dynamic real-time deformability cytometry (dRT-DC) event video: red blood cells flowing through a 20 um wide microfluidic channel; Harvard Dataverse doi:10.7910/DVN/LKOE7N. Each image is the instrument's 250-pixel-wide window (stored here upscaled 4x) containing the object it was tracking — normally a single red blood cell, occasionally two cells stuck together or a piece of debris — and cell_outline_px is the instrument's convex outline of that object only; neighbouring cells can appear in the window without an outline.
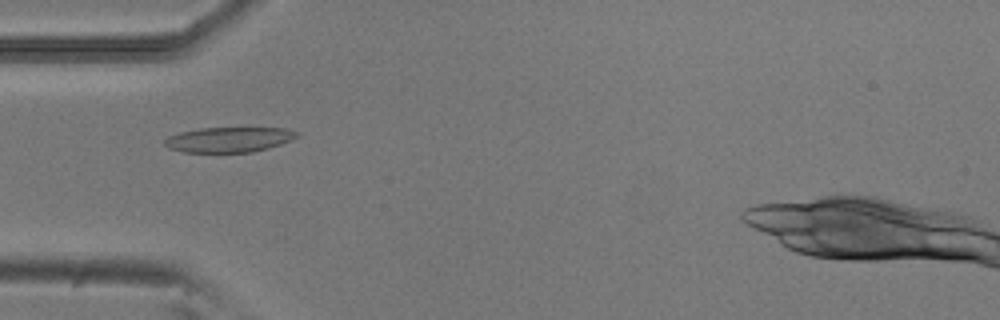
{"species": "common noctule bat (a hibernating species)", "species_latin": "Nyctalus noctula", "temperature_condition": "room temperature", "stored_images_in_passage": 4, "camera_frame_rate_fps": 3000, "um_per_image_px": 0.085, "animal": {"sex": "male", "body_mass_g": 20.5, "forearm_length_mm": 52.5}, "frame": {"image": 1, "passage_image": 2, "time_ms": 0.333, "image_size_px": [1000, 320], "cell_outline_px": [[300, 136], [280, 144], [268, 148], [252, 152], [184, 152], [168, 148], [164, 144], [164, 140], [168, 136], [180, 132], [200, 128], [288, 128], [300, 132]], "centroid_in_image_um": [19.48, 11.86], "position_along_channel_um": 65.5, "area_um2": 19.42}}
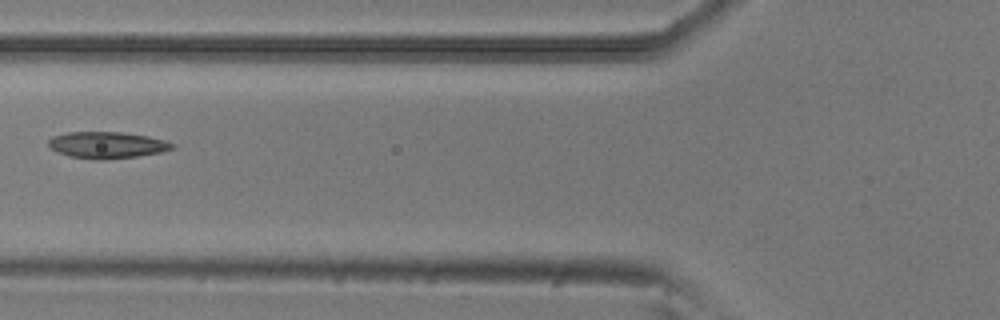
{"frame": {"image": 2, "passage_image": 3, "time_ms": 0.667, "image_size_px": [1000, 320], "cell_outline_px": [[176, 144], [172, 148], [160, 152], [136, 156], [104, 160], [92, 160], [68, 156], [56, 152], [48, 148], [48, 140], [52, 136], [68, 132], [120, 132], [148, 136], [164, 140]], "centroid_in_image_um": [9.02, 12.33], "position_along_channel_um": 116.8, "area_um2": 19.31}}
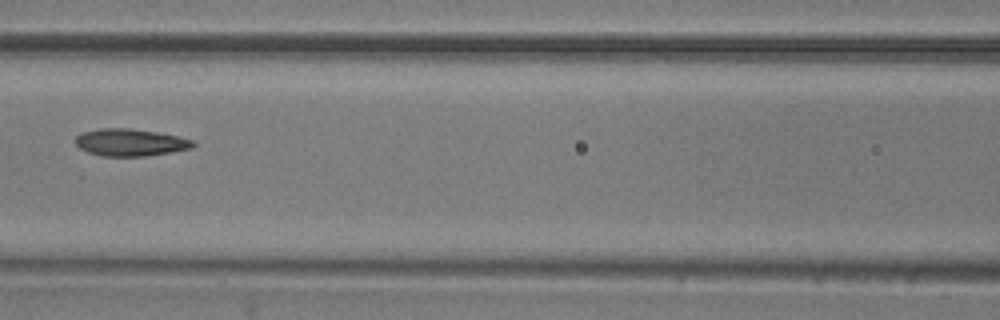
{"frame": {"image": 3, "passage_image": 4, "time_ms": 1.0, "image_size_px": [1000, 320], "cell_outline_px": [[196, 144], [192, 148], [172, 152], [144, 156], [100, 156], [88, 152], [80, 148], [76, 144], [76, 136], [80, 132], [100, 128], [128, 128], [156, 132], [196, 140]], "centroid_in_image_um": [11.08, 12.1], "position_along_channel_um": 155.5, "area_um2": 18.73}}